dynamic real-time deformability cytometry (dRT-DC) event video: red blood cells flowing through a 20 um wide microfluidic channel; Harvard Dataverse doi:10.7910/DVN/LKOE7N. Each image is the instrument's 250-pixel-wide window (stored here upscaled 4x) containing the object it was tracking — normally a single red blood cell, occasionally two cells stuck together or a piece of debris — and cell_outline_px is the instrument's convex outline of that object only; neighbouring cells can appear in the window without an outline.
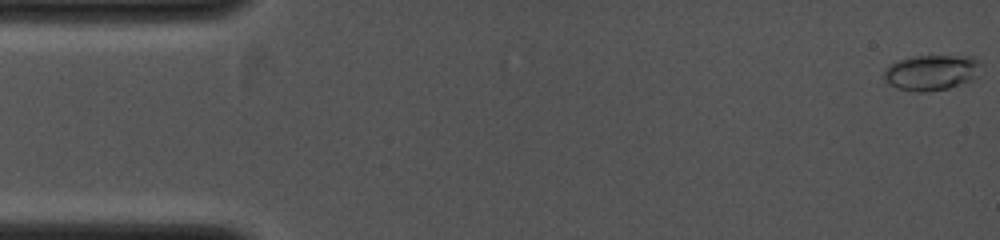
{"species": "common noctule bat (a hibernating species)", "species_latin": "Nyctalus noctula", "temperature_condition": "cold", "stored_images_in_passage": 45, "camera_frame_rate_fps": 4000, "um_per_image_px": 0.085, "animal": {"sex": "female", "body_mass_g": 19.0, "forearm_length_mm": 53.3}, "frame": {"image": 1, "passage_image": 1, "time_ms": 0.0, "image_size_px": [1000, 240], "cell_outline_px": [[980, 76], [972, 80], [948, 88], [924, 92], [920, 92], [900, 88], [888, 84], [880, 76], [884, 68], [888, 64], [896, 60], [912, 56], [972, 56], [980, 60]], "centroid_in_image_um": [79.14, 6.14], "position_along_channel_um": 5.9, "area_um2": 20.52}}
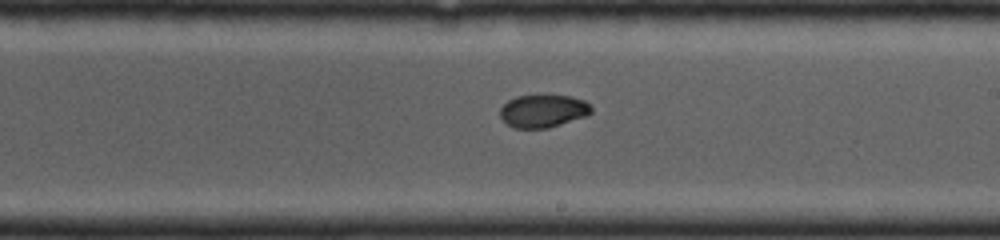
{"frame": {"image": 2, "passage_image": 31, "time_ms": 6.75, "image_size_px": [1000, 240], "cell_outline_px": [[592, 112], [588, 116], [548, 128], [516, 128], [508, 124], [500, 116], [500, 108], [508, 100], [516, 96], [572, 96], [584, 100], [592, 108]], "centroid_in_image_um": [46.19, 9.44], "position_along_channel_um": 242.8, "area_um2": 17.34}}
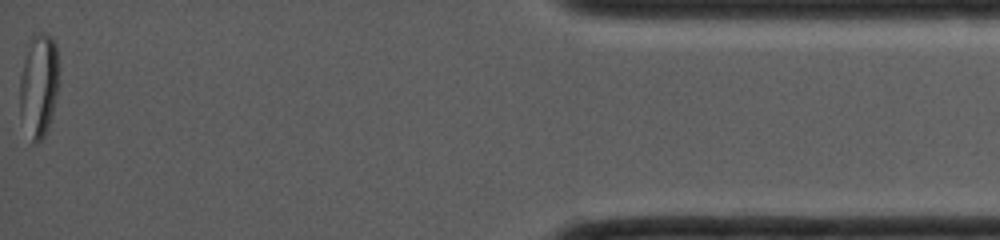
{"frame": {"image": 3, "passage_image": 45, "time_ms": 11.5, "image_size_px": [1000, 240], "cell_outline_px": [[56, 96], [48, 128], [44, 136], [36, 144], [32, 144], [20, 112], [20, 76], [24, 60], [32, 32], [44, 32], [52, 36], [56, 44]], "centroid_in_image_um": [3.27, 7.23], "position_along_channel_um": 431.9, "area_um2": 23.12}}